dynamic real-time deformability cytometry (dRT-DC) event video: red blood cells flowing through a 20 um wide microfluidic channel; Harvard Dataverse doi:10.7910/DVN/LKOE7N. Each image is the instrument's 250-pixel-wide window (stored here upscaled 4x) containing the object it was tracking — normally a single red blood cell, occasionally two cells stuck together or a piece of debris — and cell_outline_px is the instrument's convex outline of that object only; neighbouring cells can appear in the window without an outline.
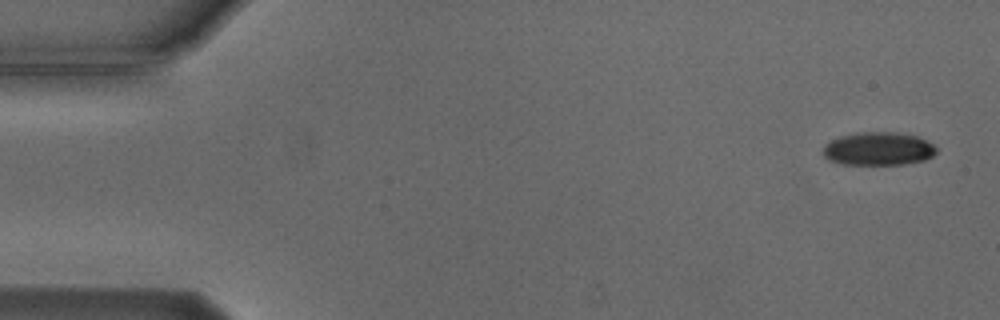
{"species": "Egyptian fruit bat (a non-hibernating species)", "species_latin": "Rousettus aegyptiacus", "temperature_condition": "cold", "stored_images_in_passage": 4, "camera_frame_rate_fps": 3000, "um_per_image_px": 0.085, "animal": {"sex": "male"}, "frame": {"image": 1, "passage_image": 1, "time_ms": 0.0, "image_size_px": [1000, 320], "cell_outline_px": [[936, 152], [932, 156], [924, 160], [904, 164], [840, 164], [828, 160], [820, 152], [824, 144], [840, 136], [856, 132], [892, 132], [916, 136], [932, 144], [936, 148]], "centroid_in_image_um": [74.59, 12.65], "position_along_channel_um": 10.4, "area_um2": 21.96}}
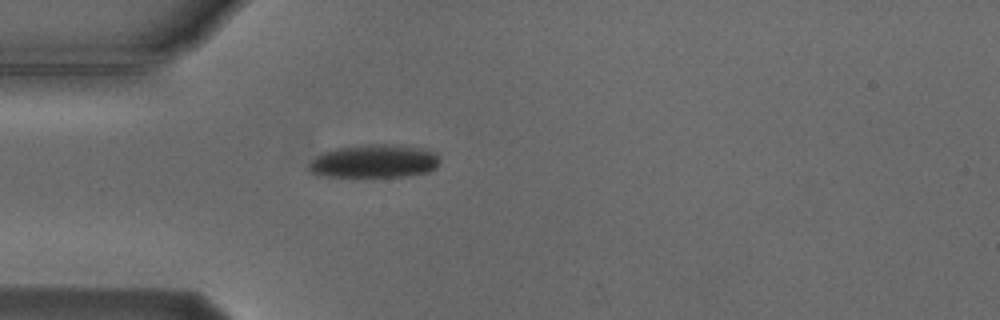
{"frame": {"image": 2, "passage_image": 4, "time_ms": 4.333, "image_size_px": [1000, 320], "cell_outline_px": [[440, 164], [436, 168], [428, 172], [404, 176], [316, 176], [308, 168], [308, 164], [320, 152], [336, 148], [368, 144], [392, 144], [420, 148], [436, 152], [440, 156]], "centroid_in_image_um": [31.81, 13.69], "position_along_channel_um": 53.2, "area_um2": 25.55}}